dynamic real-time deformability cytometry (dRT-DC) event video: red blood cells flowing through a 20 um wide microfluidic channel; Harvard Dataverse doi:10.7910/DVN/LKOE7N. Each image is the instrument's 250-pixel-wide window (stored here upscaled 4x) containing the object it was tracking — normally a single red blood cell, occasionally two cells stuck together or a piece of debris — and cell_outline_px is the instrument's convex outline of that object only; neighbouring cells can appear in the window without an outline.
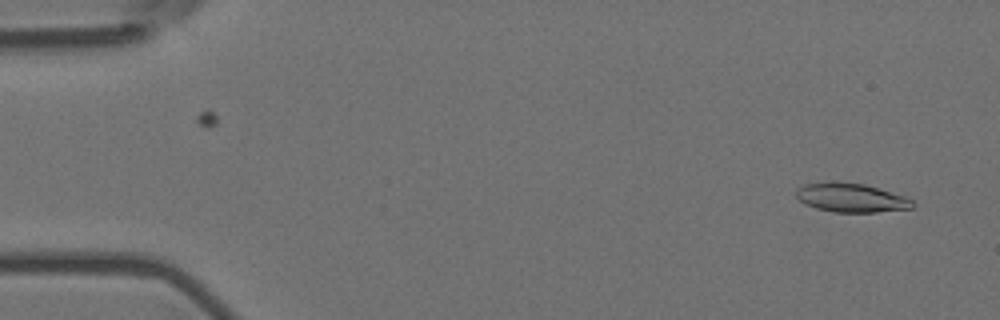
{"species": "Egyptian fruit bat (a non-hibernating species)", "species_latin": "Rousettus aegyptiacus", "temperature_condition": "room temperature", "stored_images_in_passage": 8, "camera_frame_rate_fps": 3000, "um_per_image_px": 0.085, "animal": {"sex": "female"}, "frame": {"image": 1, "passage_image": 1, "time_ms": 0.0, "image_size_px": [1000, 320], "cell_outline_px": [[916, 204], [912, 208], [876, 212], [832, 212], [816, 208], [804, 204], [796, 196], [796, 188], [804, 184], [828, 180], [832, 180], [864, 184], [904, 196], [912, 200]], "centroid_in_image_um": [72.29, 16.79], "position_along_channel_um": 12.7, "area_um2": 19.88}}
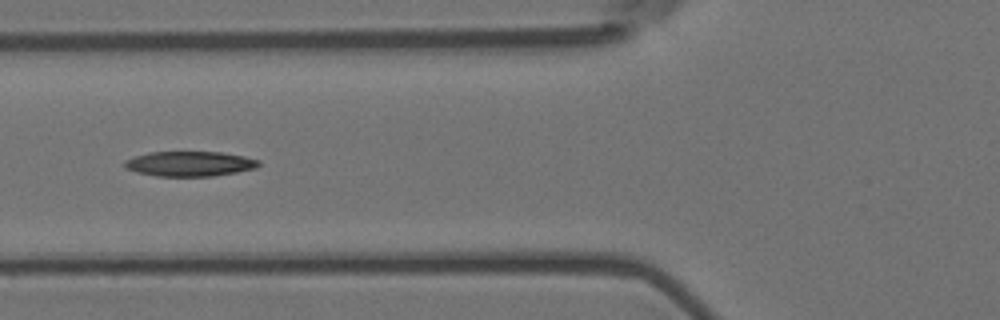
{"frame": {"image": 2, "passage_image": 6, "time_ms": 1.667, "image_size_px": [1000, 320], "cell_outline_px": [[260, 164], [256, 168], [236, 172], [212, 176], [156, 176], [136, 172], [124, 168], [124, 160], [132, 156], [148, 152], [220, 152], [244, 156], [260, 160]], "centroid_in_image_um": [16.08, 13.92], "position_along_channel_um": 109.7, "area_um2": 19.65}}
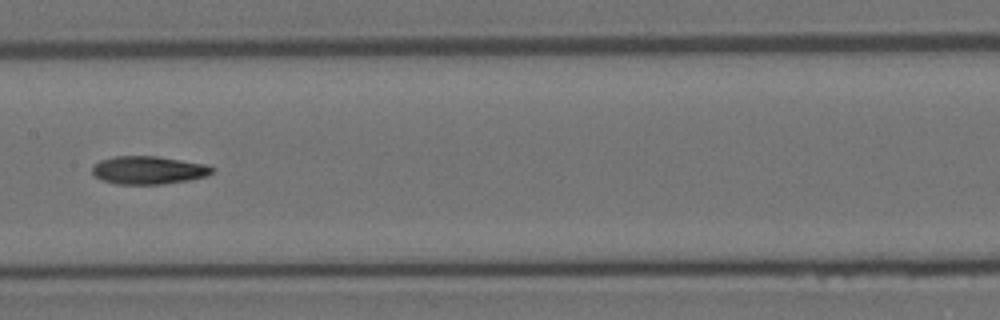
{"frame": {"image": 3, "passage_image": 8, "time_ms": 2.333, "image_size_px": [1000, 320], "cell_outline_px": [[216, 168], [208, 176], [188, 180], [164, 184], [116, 184], [104, 180], [96, 176], [92, 172], [92, 168], [100, 160], [116, 156], [156, 156], [204, 164]], "centroid_in_image_um": [12.64, 14.46], "position_along_channel_um": 194.8, "area_um2": 19.42}}